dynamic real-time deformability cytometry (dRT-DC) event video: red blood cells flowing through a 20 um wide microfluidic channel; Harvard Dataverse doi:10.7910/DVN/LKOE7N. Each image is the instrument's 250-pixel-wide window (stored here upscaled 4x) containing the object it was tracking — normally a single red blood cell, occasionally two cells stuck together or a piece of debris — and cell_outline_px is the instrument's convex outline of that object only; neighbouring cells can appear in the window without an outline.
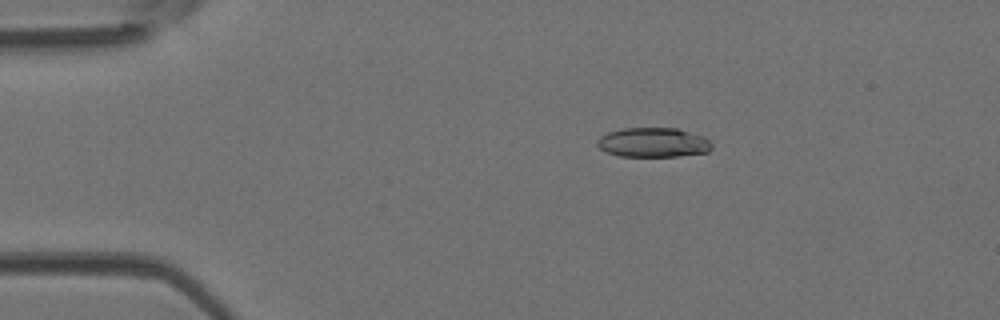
{"species": "Egyptian fruit bat (a non-hibernating species)", "species_latin": "Rousettus aegyptiacus", "temperature_condition": "room temperature", "stored_images_in_passage": 48, "camera_frame_rate_fps": 3000, "um_per_image_px": 0.085, "animal": {"sex": "female"}, "frame": {"image": 1, "passage_image": 9, "time_ms": 2.667, "image_size_px": [1000, 320], "cell_outline_px": [[712, 148], [708, 152], [676, 156], [620, 156], [608, 152], [600, 148], [596, 144], [596, 140], [600, 136], [608, 132], [624, 128], [676, 128], [704, 136], [712, 144]], "centroid_in_image_um": [55.52, 12.1], "position_along_channel_um": 29.5, "area_um2": 19.65}}
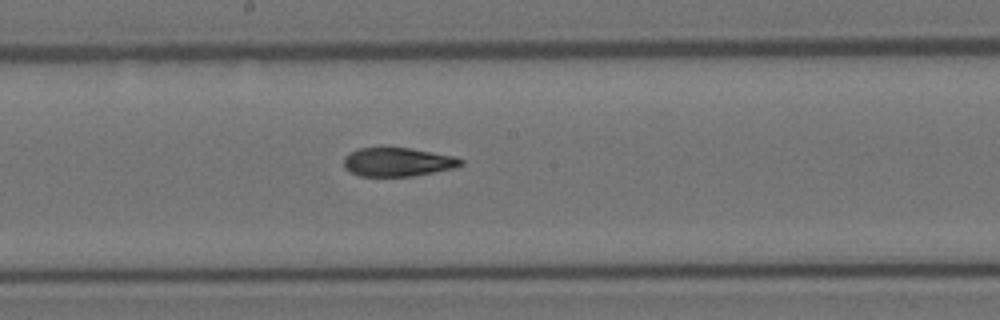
{"frame": {"image": 2, "passage_image": 26, "time_ms": 8.333, "image_size_px": [1000, 320], "cell_outline_px": [[464, 164], [452, 168], [412, 176], [360, 176], [344, 168], [344, 156], [356, 148], [408, 148], [456, 156], [464, 160]], "centroid_in_image_um": [33.79, 13.76], "position_along_channel_um": 214.4, "area_um2": 19.48}}
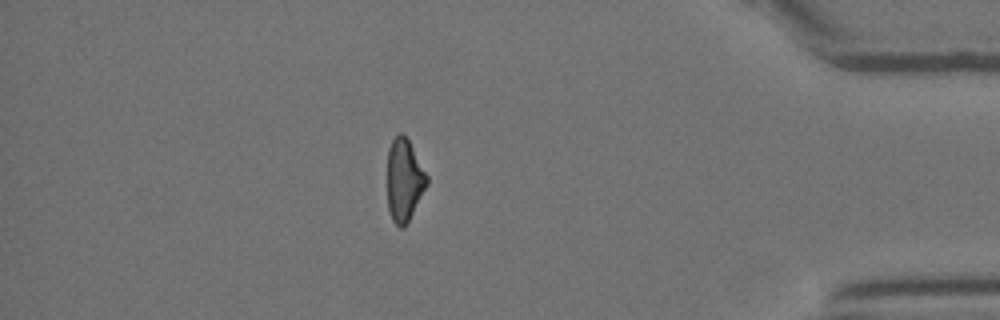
{"frame": {"image": 3, "passage_image": 42, "time_ms": 13.667, "image_size_px": [1000, 320], "cell_outline_px": [[428, 184], [404, 228], [400, 228], [392, 220], [388, 208], [388, 148], [392, 140], [400, 132], [404, 132], [428, 176]], "centroid_in_image_um": [34.36, 15.29], "position_along_channel_um": 400.8, "area_um2": 18.9}, "authors_computed_cell_mechanics": {"area_um2": 20.0566, "velocity_mm_per_s": 4.2274, "shape_relaxation_time_tau1_ms": 4.8204, "shape_relaxation_time_tau2_ms": 1.9207, "deformation_change_tau1": 0.1816, "deformation_change_tau2": 0.0982}}